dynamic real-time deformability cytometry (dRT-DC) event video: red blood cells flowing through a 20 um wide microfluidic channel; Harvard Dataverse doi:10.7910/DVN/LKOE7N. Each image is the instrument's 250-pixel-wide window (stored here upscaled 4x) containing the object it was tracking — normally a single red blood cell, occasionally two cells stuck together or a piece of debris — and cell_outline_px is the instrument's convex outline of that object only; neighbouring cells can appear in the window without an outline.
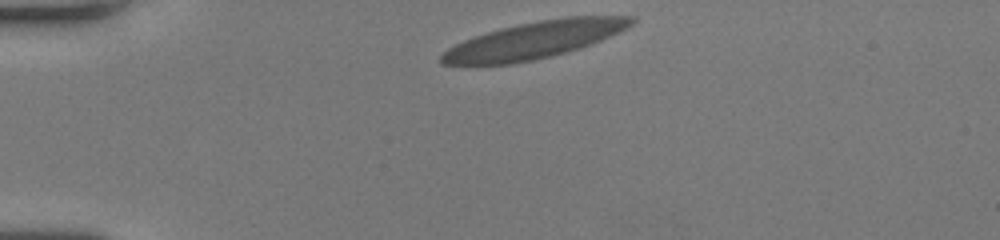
{"species": "human", "species_latin": "Homo sapiens", "temperature_condition": "room temperature", "stored_images_in_passage": 33, "camera_frame_rate_fps": 3000, "um_per_image_px": 0.085, "donor": {"sex": "female"}, "frame": {"image": 1, "passage_image": 1, "time_ms": 0.0, "image_size_px": [1000, 240], "cell_outline_px": [[636, 20], [632, 24], [600, 40], [580, 48], [552, 56], [512, 64], [440, 64], [440, 56], [448, 48], [464, 40], [500, 28], [540, 20], [564, 16], [636, 16]], "centroid_in_image_um": [45.42, 3.4], "position_along_channel_um": 39.6, "area_um2": 40.23}}
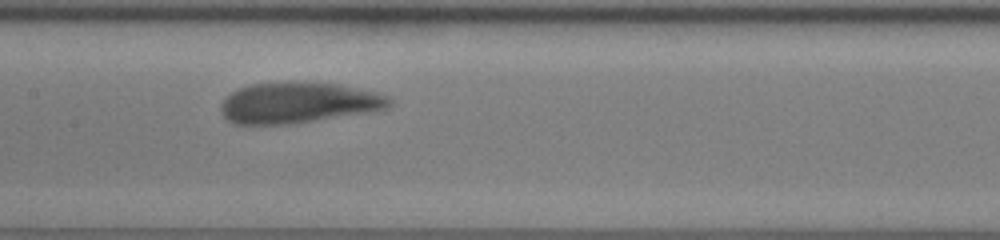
{"frame": {"image": 2, "passage_image": 16, "time_ms": 5.0, "image_size_px": [1000, 240], "cell_outline_px": [[392, 104], [384, 108], [312, 120], [284, 124], [232, 124], [224, 120], [220, 112], [220, 108], [224, 100], [232, 92], [240, 88], [252, 84], [336, 84], [372, 92], [388, 96], [392, 100]], "centroid_in_image_um": [25.23, 8.76], "position_along_channel_um": 182.2, "area_um2": 38.32}}
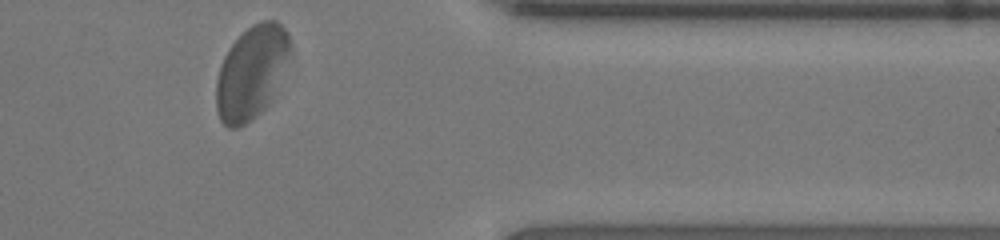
{"frame": {"image": 3, "passage_image": 33, "time_ms": 10.667, "image_size_px": [1000, 240], "cell_outline_px": [[292, 56], [268, 104], [256, 116], [244, 124], [236, 128], [228, 128], [220, 120], [216, 108], [216, 80], [224, 56], [228, 48], [252, 24], [260, 20], [276, 20], [288, 32], [292, 44]], "centroid_in_image_um": [21.41, 6.13], "position_along_channel_um": 390.0, "area_um2": 40.34}, "authors_computed_cell_mechanics": {"area_um2": 40.171, "velocity_mm_per_s": 3.8891, "shape_relaxation_time_tau1_ms": 4.0282, "shape_relaxation_time_tau2_ms": null, "deformation_change_tau1": 0.197, "deformation_change_tau2": null}}